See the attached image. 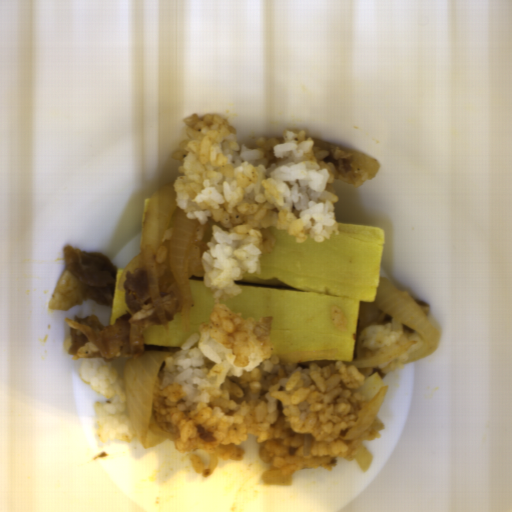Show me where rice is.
Segmentation results:
<instances>
[{
	"mask_svg": "<svg viewBox=\"0 0 512 512\" xmlns=\"http://www.w3.org/2000/svg\"><path fill=\"white\" fill-rule=\"evenodd\" d=\"M183 121L187 135L172 156L180 161L174 202L211 228L202 262L214 305L208 321L158 370L151 399L156 425L177 434L170 441L181 453L200 450L222 460L243 461L241 443L254 435L258 457L285 476L329 471L337 458L355 461L363 443L385 428L375 417L356 439H340L369 404L356 390L373 367L284 362L271 341L273 315L242 319L225 304L242 291L235 281L261 275L260 258L277 246L270 228L286 230L299 244L338 234L334 181L341 179L324 162L328 152L299 128L245 145L218 114ZM305 433L313 436L308 456Z\"/></svg>",
	"mask_w": 512,
	"mask_h": 512,
	"instance_id": "rice-1",
	"label": "rice"
},
{
	"mask_svg": "<svg viewBox=\"0 0 512 512\" xmlns=\"http://www.w3.org/2000/svg\"><path fill=\"white\" fill-rule=\"evenodd\" d=\"M98 347L92 342L86 343L73 361H81L79 376L86 385L95 388L105 401L95 402L94 416L98 438L106 441H122L130 443L136 432L133 427L125 395L124 379L121 378L110 361L101 357L86 358L98 352Z\"/></svg>",
	"mask_w": 512,
	"mask_h": 512,
	"instance_id": "rice-2",
	"label": "rice"
},
{
	"mask_svg": "<svg viewBox=\"0 0 512 512\" xmlns=\"http://www.w3.org/2000/svg\"><path fill=\"white\" fill-rule=\"evenodd\" d=\"M363 348L368 350L367 358L376 355H387L397 348L411 342L416 345L409 348L399 359L385 361L378 368L388 367L389 370L401 369L407 364L411 353L423 346L422 339L414 331L392 316L386 324H372L358 336Z\"/></svg>",
	"mask_w": 512,
	"mask_h": 512,
	"instance_id": "rice-3",
	"label": "rice"
},
{
	"mask_svg": "<svg viewBox=\"0 0 512 512\" xmlns=\"http://www.w3.org/2000/svg\"><path fill=\"white\" fill-rule=\"evenodd\" d=\"M174 228H175L174 221L170 222L165 237L159 243L156 258H155L156 264L164 263L170 257Z\"/></svg>",
	"mask_w": 512,
	"mask_h": 512,
	"instance_id": "rice-4",
	"label": "rice"
},
{
	"mask_svg": "<svg viewBox=\"0 0 512 512\" xmlns=\"http://www.w3.org/2000/svg\"><path fill=\"white\" fill-rule=\"evenodd\" d=\"M330 314H331V319H332L333 325L341 332L345 331V329L347 327V323H346V319H345L344 315L342 314L340 308L335 305L332 306V308L330 310Z\"/></svg>",
	"mask_w": 512,
	"mask_h": 512,
	"instance_id": "rice-5",
	"label": "rice"
},
{
	"mask_svg": "<svg viewBox=\"0 0 512 512\" xmlns=\"http://www.w3.org/2000/svg\"><path fill=\"white\" fill-rule=\"evenodd\" d=\"M190 461H191L192 468L197 475L202 474L204 472V470L206 469V467L203 463V459H201L200 457L190 456Z\"/></svg>",
	"mask_w": 512,
	"mask_h": 512,
	"instance_id": "rice-6",
	"label": "rice"
}]
</instances>
